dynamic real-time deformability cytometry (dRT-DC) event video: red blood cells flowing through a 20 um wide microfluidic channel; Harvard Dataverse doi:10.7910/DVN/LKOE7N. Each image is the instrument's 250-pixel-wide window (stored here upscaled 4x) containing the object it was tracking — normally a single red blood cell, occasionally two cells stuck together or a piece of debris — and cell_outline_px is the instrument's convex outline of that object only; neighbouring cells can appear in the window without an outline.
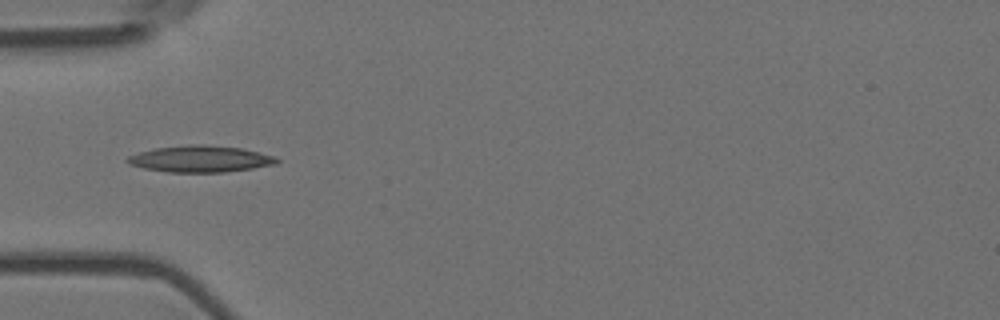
{"species": "Egyptian fruit bat (a non-hibernating species)", "species_latin": "Rousettus aegyptiacus", "temperature_condition": "room temperature", "stored_images_in_passage": 6, "camera_frame_rate_fps": 3000, "um_per_image_px": 0.085, "animal": {"sex": "female"}, "frame": {"image": 1, "passage_image": 4, "time_ms": 1.0, "image_size_px": [1000, 320], "cell_outline_px": [[280, 160], [276, 164], [252, 168], [224, 172], [168, 172], [144, 168], [128, 164], [124, 160], [128, 156], [140, 152], [156, 148], [188, 144], [204, 144], [244, 148], [272, 156]], "centroid_in_image_um": [17.0, 13.5], "position_along_channel_um": 68.0, "area_um2": 23.06}}
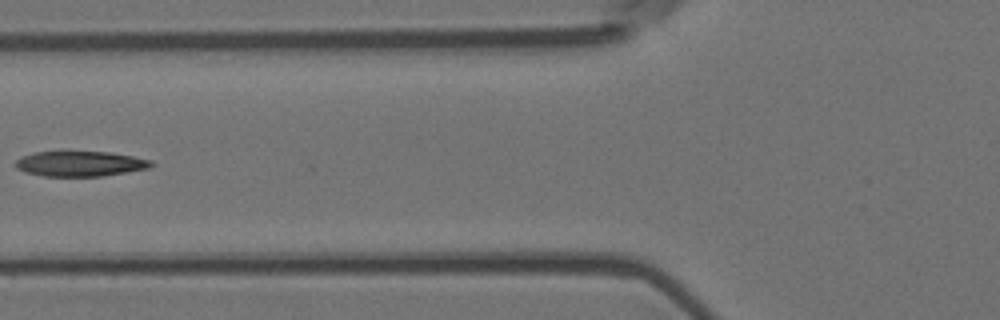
{"frame": {"image": 2, "passage_image": 5, "time_ms": 1.333, "image_size_px": [1000, 320], "cell_outline_px": [[156, 164], [148, 168], [100, 176], [44, 176], [24, 172], [16, 168], [12, 164], [16, 160], [32, 152], [112, 152], [152, 160]], "centroid_in_image_um": [6.79, 13.91], "position_along_channel_um": 119.0, "area_um2": 19.88}}
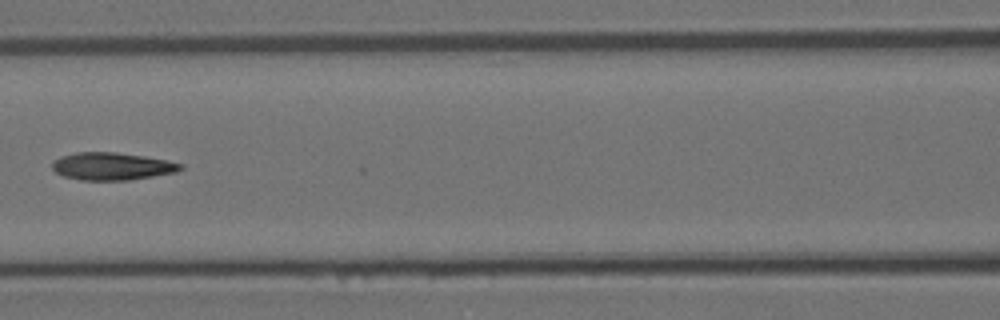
{"frame": {"image": 3, "passage_image": 6, "time_ms": 1.667, "image_size_px": [1000, 320], "cell_outline_px": [[184, 168], [176, 172], [128, 180], [80, 180], [64, 176], [56, 172], [52, 168], [52, 164], [60, 156], [76, 152], [116, 152], [144, 156], [168, 160], [184, 164]], "centroid_in_image_um": [9.54, 14.13], "position_along_channel_um": 157.1, "area_um2": 20.58}}